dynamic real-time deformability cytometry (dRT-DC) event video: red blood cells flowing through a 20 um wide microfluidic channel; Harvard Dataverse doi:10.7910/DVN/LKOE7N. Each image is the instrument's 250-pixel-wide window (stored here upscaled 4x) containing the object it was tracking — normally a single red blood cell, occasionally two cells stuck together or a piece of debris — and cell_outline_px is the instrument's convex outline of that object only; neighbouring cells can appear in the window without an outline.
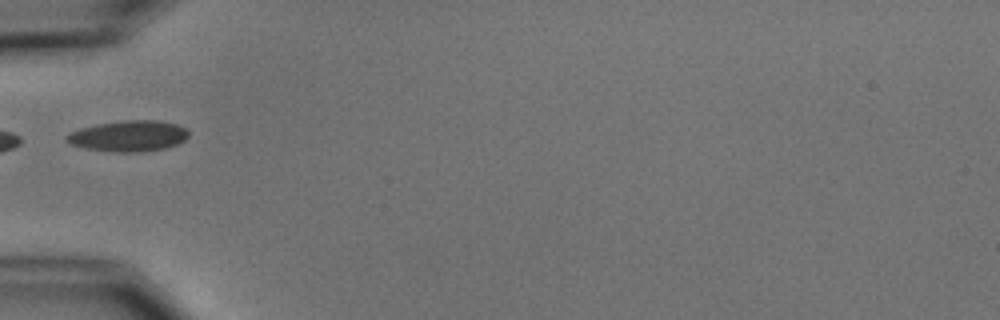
{"species": "common noctule bat (a hibernating species)", "species_latin": "Nyctalus noctula", "temperature_condition": "cold", "stored_images_in_passage": 4, "camera_frame_rate_fps": 3000, "um_per_image_px": 0.085, "animal": {"sex": "male", "body_mass_g": 15.6}, "frame": {"image": 1, "passage_image": 4, "time_ms": 4.333, "image_size_px": [1000, 320], "cell_outline_px": [[188, 136], [184, 140], [176, 144], [164, 148], [144, 152], [116, 152], [84, 148], [72, 144], [64, 140], [64, 136], [80, 128], [96, 124], [124, 120], [156, 120], [176, 124], [184, 128], [188, 132]], "centroid_in_image_um": [10.9, 11.56], "position_along_channel_um": 74.1, "area_um2": 21.91}}